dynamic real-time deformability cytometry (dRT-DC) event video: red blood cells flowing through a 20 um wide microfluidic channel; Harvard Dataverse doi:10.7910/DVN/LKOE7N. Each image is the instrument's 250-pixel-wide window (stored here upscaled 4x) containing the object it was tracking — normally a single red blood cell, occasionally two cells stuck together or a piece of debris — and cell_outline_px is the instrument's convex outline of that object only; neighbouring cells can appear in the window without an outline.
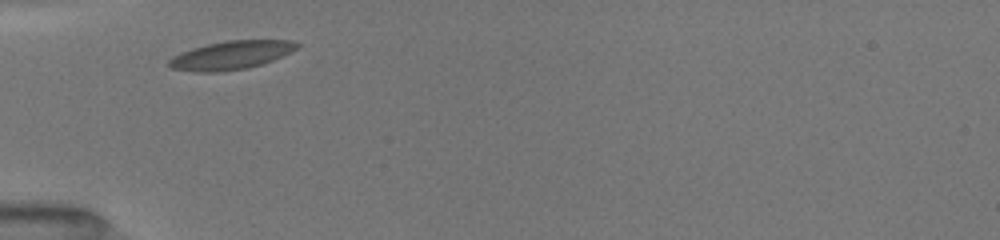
{"species": "common noctule bat (a hibernating species)", "species_latin": "Nyctalus noctula", "temperature_condition": "room temperature", "stored_images_in_passage": 5, "camera_frame_rate_fps": 3000, "um_per_image_px": 0.085, "animal": {"sex": "female", "body_mass_g": 19.5, "forearm_length_mm": 54.1}, "frame": {"image": 1, "passage_image": 1, "time_ms": 0.0, "image_size_px": [1000, 240], "cell_outline_px": [[300, 48], [292, 52], [272, 60], [248, 68], [220, 72], [196, 72], [172, 68], [168, 64], [168, 60], [180, 52], [192, 48], [208, 44], [228, 40], [292, 40], [300, 44]], "centroid_in_image_um": [19.67, 4.69], "position_along_channel_um": 65.3, "area_um2": 21.27}}
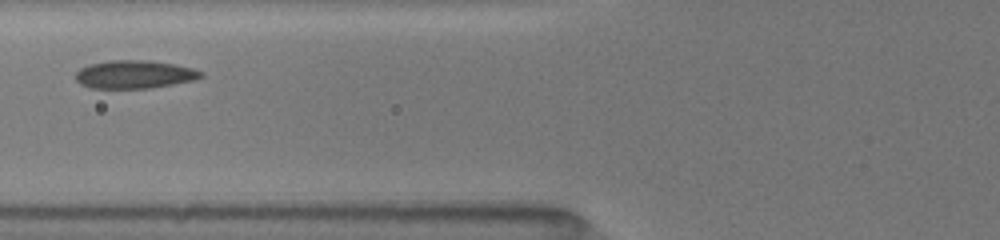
{"frame": {"image": 2, "passage_image": 3, "time_ms": 1.333, "image_size_px": [1000, 240], "cell_outline_px": [[204, 76], [196, 80], [148, 88], [88, 88], [80, 84], [76, 80], [76, 72], [80, 68], [88, 64], [108, 60], [148, 60], [172, 64], [192, 68], [204, 72]], "centroid_in_image_um": [11.41, 6.32], "position_along_channel_um": 114.4, "area_um2": 20.63}}
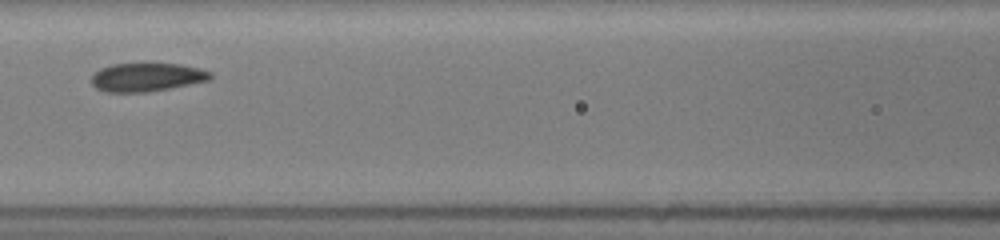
{"frame": {"image": 3, "passage_image": 4, "time_ms": 2.333, "image_size_px": [1000, 240], "cell_outline_px": [[212, 80], [172, 88], [148, 92], [104, 92], [96, 88], [92, 84], [92, 76], [100, 68], [112, 64], [144, 60], [180, 64], [200, 68], [212, 72]], "centroid_in_image_um": [12.51, 6.51], "position_along_channel_um": 154.1, "area_um2": 20.87}}